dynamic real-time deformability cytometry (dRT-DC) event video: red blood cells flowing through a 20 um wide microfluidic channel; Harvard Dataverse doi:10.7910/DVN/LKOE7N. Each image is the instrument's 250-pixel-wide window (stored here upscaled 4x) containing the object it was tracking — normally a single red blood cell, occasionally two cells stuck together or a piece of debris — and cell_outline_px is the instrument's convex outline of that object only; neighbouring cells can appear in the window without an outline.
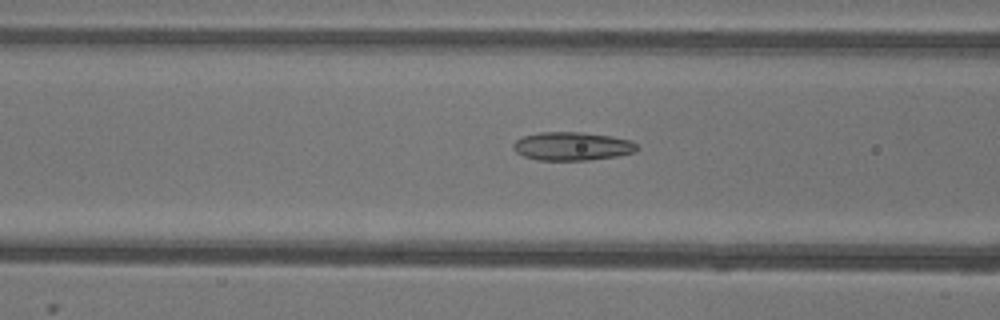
{"species": "common noctule bat (a hibernating species)", "species_latin": "Nyctalus noctula", "temperature_condition": "warm", "stored_images_in_passage": 47, "camera_frame_rate_fps": 3000, "um_per_image_px": 0.085, "animal": {"sex": "female"}, "frame": {"image": 1, "passage_image": 15, "time_ms": 4.667, "image_size_px": [1000, 320], "cell_outline_px": [[640, 148], [636, 152], [620, 156], [588, 160], [536, 160], [524, 156], [516, 152], [512, 148], [512, 144], [516, 140], [524, 136], [540, 132], [580, 132], [612, 136], [632, 140]], "centroid_in_image_um": [48.67, 12.43], "position_along_channel_um": 117.9, "area_um2": 20.75}}
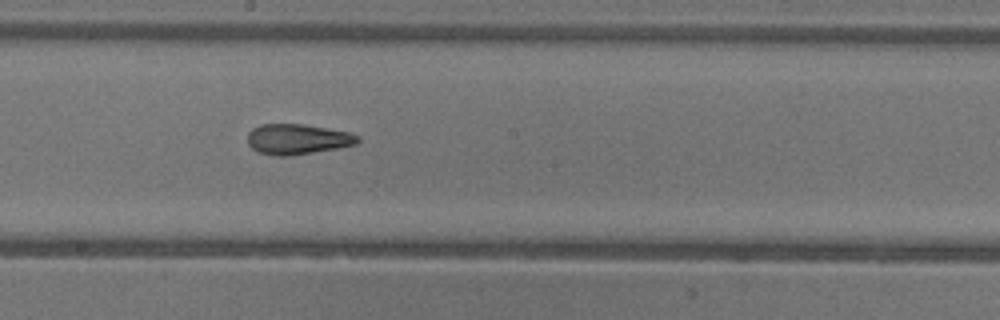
{"frame": {"image": 2, "passage_image": 23, "time_ms": 7.333, "image_size_px": [1000, 320], "cell_outline_px": [[360, 140], [356, 144], [336, 148], [288, 156], [276, 156], [256, 152], [248, 144], [248, 132], [252, 128], [260, 124], [304, 124], [348, 132], [360, 136]], "centroid_in_image_um": [25.25, 11.83], "position_along_channel_um": 223.0, "area_um2": 19.48}}
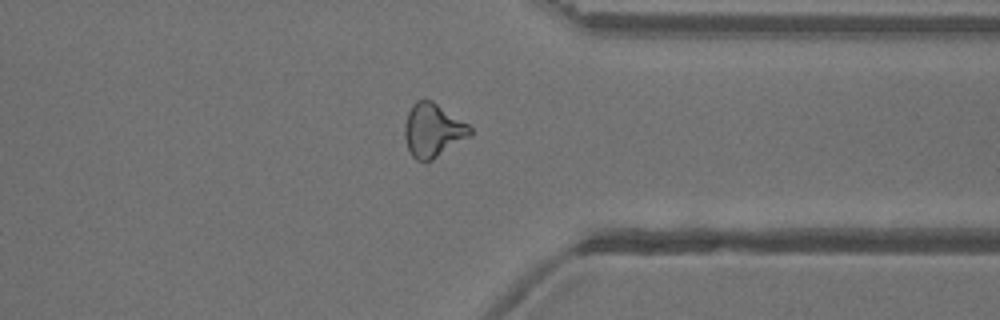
{"frame": {"image": 3, "passage_image": 35, "time_ms": 11.333, "image_size_px": [1000, 320], "cell_outline_px": [[472, 132], [468, 136], [432, 160], [424, 164], [416, 160], [412, 156], [408, 148], [404, 136], [404, 124], [408, 112], [412, 104], [416, 100], [432, 100], [468, 124], [472, 128]], "centroid_in_image_um": [36.75, 11.08], "position_along_channel_um": 374.6, "area_um2": 20.35}, "authors_computed_cell_mechanics": {"area_um2": 20.3456, "velocity_mm_per_s": 3.9287, "shape_relaxation_time_tau1_ms": 7.9645, "shape_relaxation_time_tau2_ms": 1.8806, "deformation_change_tau1": 0.1902, "deformation_change_tau2": 0.1036}}